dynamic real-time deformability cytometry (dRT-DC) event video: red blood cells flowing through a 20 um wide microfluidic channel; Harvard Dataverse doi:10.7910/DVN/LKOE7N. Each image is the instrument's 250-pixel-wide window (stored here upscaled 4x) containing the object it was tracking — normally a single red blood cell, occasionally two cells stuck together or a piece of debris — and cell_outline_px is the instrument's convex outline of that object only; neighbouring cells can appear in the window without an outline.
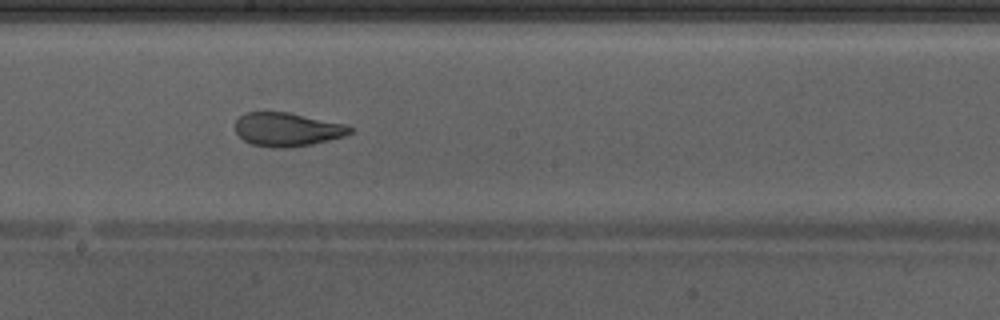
{"species": "Egyptian fruit bat (a non-hibernating species)", "species_latin": "Rousettus aegyptiacus", "temperature_condition": "warm", "stored_images_in_passage": 28, "camera_frame_rate_fps": 3000, "um_per_image_px": 0.085, "animal": {"sex": "male"}, "frame": {"image": 1, "passage_image": 13, "time_ms": 4.0, "image_size_px": [1000, 320], "cell_outline_px": [[356, 128], [352, 132], [344, 136], [312, 144], [288, 148], [272, 148], [252, 144], [244, 140], [236, 132], [236, 120], [244, 112], [288, 112], [348, 124]], "centroid_in_image_um": [24.46, 11.0], "position_along_channel_um": 223.7, "area_um2": 22.72}, "authors_computed_cell_mechanics": {"area_um2": 23.3801, "velocity_mm_per_s": 4.2805, "shape_relaxation_time_tau1_ms": 9.4363, "shape_relaxation_time_tau2_ms": 1.0923, "deformation_change_tau1": 0.2593, "deformation_change_tau2": 0.0758}}